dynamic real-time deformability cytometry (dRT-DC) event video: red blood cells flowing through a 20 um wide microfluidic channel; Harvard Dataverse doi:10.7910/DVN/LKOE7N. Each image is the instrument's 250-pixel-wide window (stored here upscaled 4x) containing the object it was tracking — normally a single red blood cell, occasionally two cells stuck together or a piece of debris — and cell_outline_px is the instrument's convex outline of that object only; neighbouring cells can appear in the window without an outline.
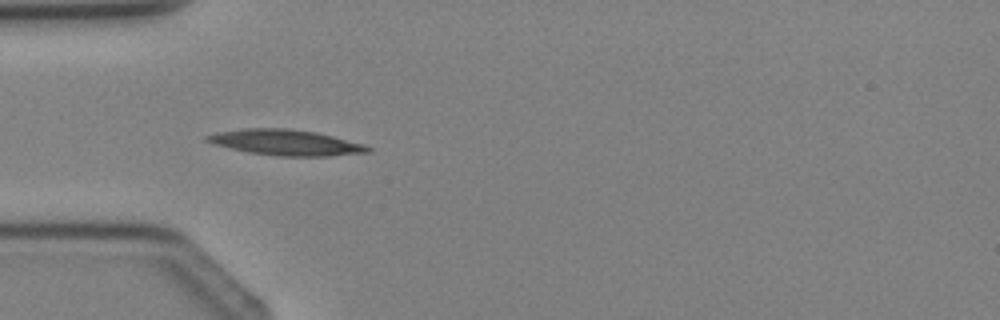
{"species": "Egyptian fruit bat (a non-hibernating species)", "species_latin": "Rousettus aegyptiacus", "temperature_condition": "cold", "stored_images_in_passage": 2, "camera_frame_rate_fps": 3000, "um_per_image_px": 0.085, "animal": {"sex": "female"}, "frame": {"image": 1, "passage_image": 2, "time_ms": 1.333, "image_size_px": [1000, 320], "cell_outline_px": [[372, 152], [328, 156], [280, 156], [248, 152], [212, 144], [204, 140], [204, 136], [216, 132], [244, 128], [284, 128], [316, 132], [364, 144], [372, 148]], "centroid_in_image_um": [24.27, 12.11], "position_along_channel_um": 60.7, "area_um2": 24.1}}